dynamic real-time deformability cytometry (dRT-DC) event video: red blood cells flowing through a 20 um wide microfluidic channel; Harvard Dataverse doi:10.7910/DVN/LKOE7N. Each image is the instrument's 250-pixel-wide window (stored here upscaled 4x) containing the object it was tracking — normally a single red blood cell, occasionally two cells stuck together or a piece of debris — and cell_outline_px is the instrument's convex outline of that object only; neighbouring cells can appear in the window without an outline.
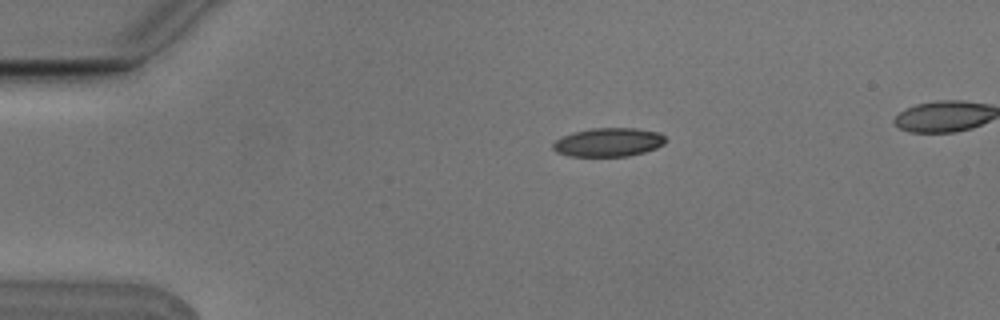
{"species": "Egyptian fruit bat (a non-hibernating species)", "species_latin": "Rousettus aegyptiacus", "temperature_condition": "cold", "stored_images_in_passage": 3, "camera_frame_rate_fps": 3000, "um_per_image_px": 0.085, "animal": {"sex": "male"}, "frame": {"image": 1, "passage_image": 1, "time_ms": 0.0, "image_size_px": [1000, 320], "cell_outline_px": [[664, 144], [656, 148], [644, 152], [628, 156], [568, 156], [556, 152], [552, 148], [552, 144], [556, 140], [572, 132], [592, 128], [636, 128], [660, 132], [664, 136]], "centroid_in_image_um": [51.71, 12.09], "position_along_channel_um": 33.3, "area_um2": 18.84}}